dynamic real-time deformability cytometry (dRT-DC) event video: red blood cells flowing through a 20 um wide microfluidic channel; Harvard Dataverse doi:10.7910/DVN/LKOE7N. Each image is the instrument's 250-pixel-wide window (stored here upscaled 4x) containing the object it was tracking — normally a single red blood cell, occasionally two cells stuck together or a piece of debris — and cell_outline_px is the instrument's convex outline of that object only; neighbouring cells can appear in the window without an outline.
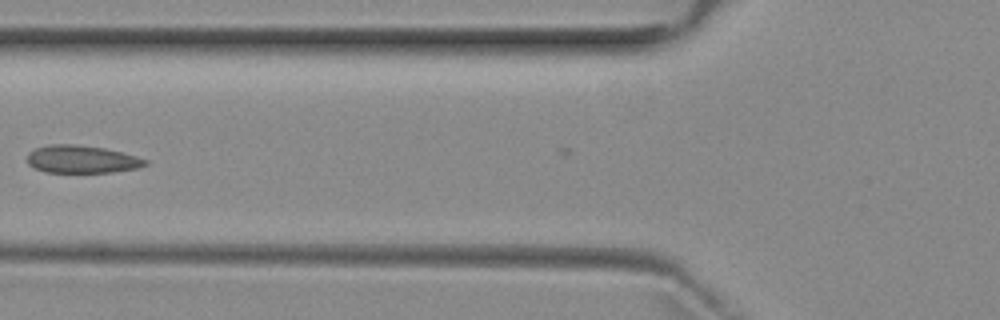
{"species": "common noctule bat (a hibernating species)", "species_latin": "Nyctalus noctula", "temperature_condition": "room temperature", "stored_images_in_passage": 6, "camera_frame_rate_fps": 3000, "um_per_image_px": 0.085, "animal": {"sex": "female", "body_mass_g": 29.2, "forearm_length_mm": 56.3}, "frame": {"image": 1, "passage_image": 5, "time_ms": 6.667, "image_size_px": [1000, 320], "cell_outline_px": [[148, 164], [140, 168], [112, 172], [44, 172], [28, 164], [28, 152], [36, 148], [48, 144], [72, 144], [104, 148], [136, 156], [148, 160]], "centroid_in_image_um": [6.96, 13.54], "position_along_channel_um": 118.8, "area_um2": 19.02}}